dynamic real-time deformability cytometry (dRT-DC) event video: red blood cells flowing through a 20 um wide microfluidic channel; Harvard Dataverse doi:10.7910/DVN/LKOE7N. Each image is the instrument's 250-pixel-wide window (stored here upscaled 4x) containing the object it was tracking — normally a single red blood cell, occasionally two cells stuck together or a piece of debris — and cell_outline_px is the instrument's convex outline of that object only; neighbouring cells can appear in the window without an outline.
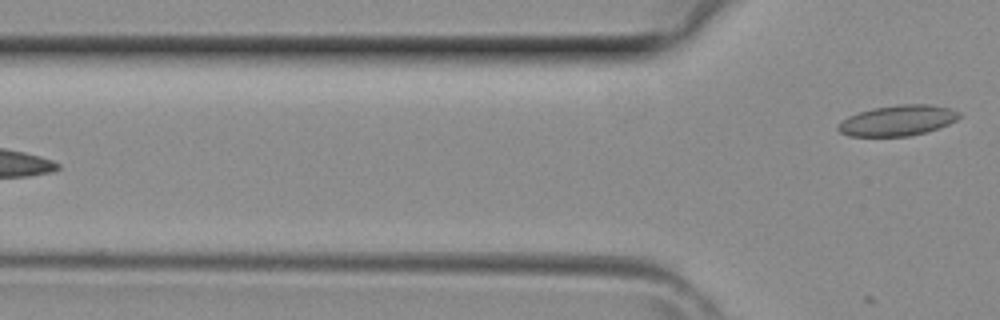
{"species": "common noctule bat (a hibernating species)", "species_latin": "Nyctalus noctula", "temperature_condition": "room temperature", "stored_images_in_passage": 4, "camera_frame_rate_fps": 3000, "um_per_image_px": 0.085, "animal": {"sex": "female", "body_mass_g": 29.2, "forearm_length_mm": 56.3}, "frame": {"image": 1, "passage_image": 4, "time_ms": 1.0, "image_size_px": [1000, 320], "cell_outline_px": [[960, 116], [956, 120], [940, 128], [908, 136], [848, 136], [840, 132], [836, 128], [848, 116], [872, 108], [896, 104], [932, 104], [952, 108], [960, 112]], "centroid_in_image_um": [76.34, 10.23], "position_along_channel_um": 49.5, "area_um2": 21.62}}